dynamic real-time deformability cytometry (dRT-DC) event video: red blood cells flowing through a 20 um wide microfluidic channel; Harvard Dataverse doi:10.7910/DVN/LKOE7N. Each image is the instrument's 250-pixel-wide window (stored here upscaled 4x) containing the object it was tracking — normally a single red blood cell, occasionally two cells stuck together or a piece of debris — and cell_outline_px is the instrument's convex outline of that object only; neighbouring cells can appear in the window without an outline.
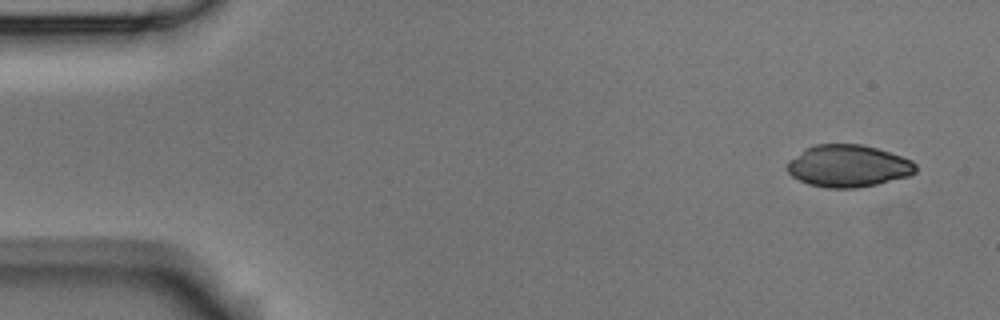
{"species": "Egyptian fruit bat (a non-hibernating species)", "species_latin": "Rousettus aegyptiacus", "temperature_condition": "room temperature", "stored_images_in_passage": 5, "camera_frame_rate_fps": 3000, "um_per_image_px": 0.085, "animal": {"sex": "male"}, "frame": {"image": 1, "passage_image": 1, "time_ms": 0.0, "image_size_px": [1000, 320], "cell_outline_px": [[916, 172], [908, 176], [876, 184], [856, 188], [824, 188], [808, 184], [792, 176], [788, 172], [788, 160], [804, 148], [816, 144], [860, 144], [876, 148], [912, 160], [916, 164]], "centroid_in_image_um": [72.07, 14.11], "position_along_channel_um": 12.9, "area_um2": 31.5}}